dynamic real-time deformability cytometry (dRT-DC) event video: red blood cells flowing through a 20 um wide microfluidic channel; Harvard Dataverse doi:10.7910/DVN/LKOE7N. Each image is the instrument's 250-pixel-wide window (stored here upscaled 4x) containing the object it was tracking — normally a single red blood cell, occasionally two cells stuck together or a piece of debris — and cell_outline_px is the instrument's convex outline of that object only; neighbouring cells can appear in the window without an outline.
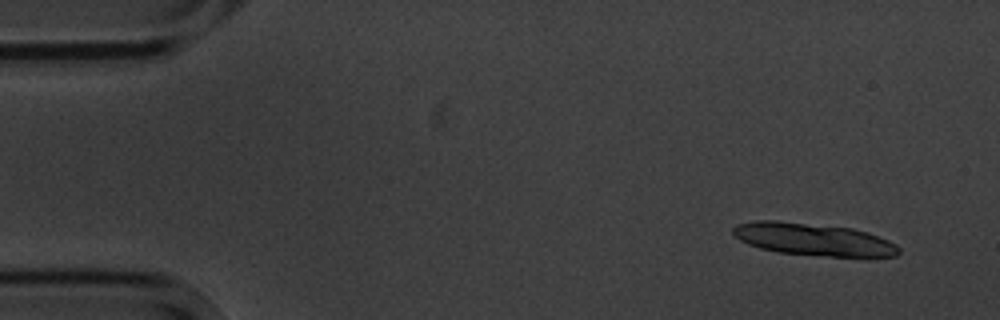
{"species": "common noctule bat (a hibernating species)", "species_latin": "Nyctalus noctula", "temperature_condition": "cold", "stored_images_in_passage": 4, "camera_frame_rate_fps": 3000, "um_per_image_px": 0.085, "animal": {"sex": "male", "body_mass_g": 20.1, "forearm_length_mm": 53.5}, "frame": {"image": 1, "passage_image": 1, "time_ms": 0.0, "image_size_px": [1000, 320], "cell_outline_px": [[900, 252], [896, 256], [864, 260], [780, 252], [760, 248], [748, 244], [740, 240], [732, 232], [732, 228], [736, 224], [752, 220], [776, 220], [852, 228], [868, 232], [888, 240], [896, 244], [900, 248]], "centroid_in_image_um": [69.24, 20.38], "position_along_channel_um": 15.8, "area_um2": 32.31}}